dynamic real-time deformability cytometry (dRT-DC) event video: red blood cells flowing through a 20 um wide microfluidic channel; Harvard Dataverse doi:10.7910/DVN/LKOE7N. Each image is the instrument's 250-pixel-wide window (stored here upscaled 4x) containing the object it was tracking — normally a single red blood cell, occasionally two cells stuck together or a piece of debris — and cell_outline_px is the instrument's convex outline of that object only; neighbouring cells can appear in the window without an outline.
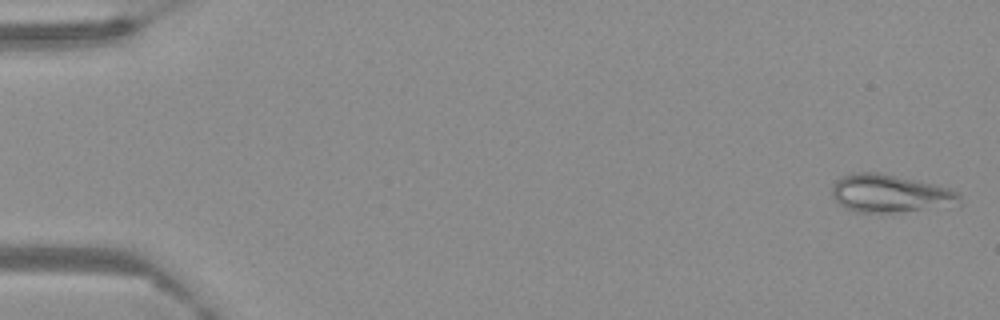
{"species": "Egyptian fruit bat (a non-hibernating species)", "species_latin": "Rousettus aegyptiacus", "temperature_condition": "warm", "stored_images_in_passage": 63, "camera_frame_rate_fps": 3000, "um_per_image_px": 0.085, "frame": {"image": 1, "passage_image": 2, "time_ms": 0.333, "image_size_px": [1000, 320], "cell_outline_px": [[960, 204], [888, 212], [856, 212], [840, 204], [832, 196], [832, 184], [840, 176], [852, 172], [876, 172], [916, 180], [948, 188], [956, 192], [960, 196]], "centroid_in_image_um": [75.57, 16.42], "position_along_channel_um": 9.4, "area_um2": 27.51}}
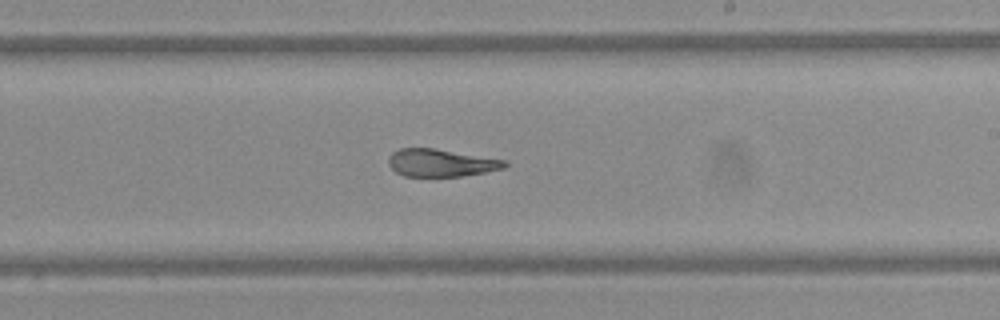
{"frame": {"image": 2, "passage_image": 38, "time_ms": 12.333, "image_size_px": [1000, 320], "cell_outline_px": [[508, 164], [504, 168], [484, 172], [460, 176], [404, 176], [396, 172], [388, 164], [388, 156], [392, 152], [400, 148], [436, 148], [504, 160]], "centroid_in_image_um": [37.43, 13.83], "position_along_channel_um": 251.6, "area_um2": 18.55}}
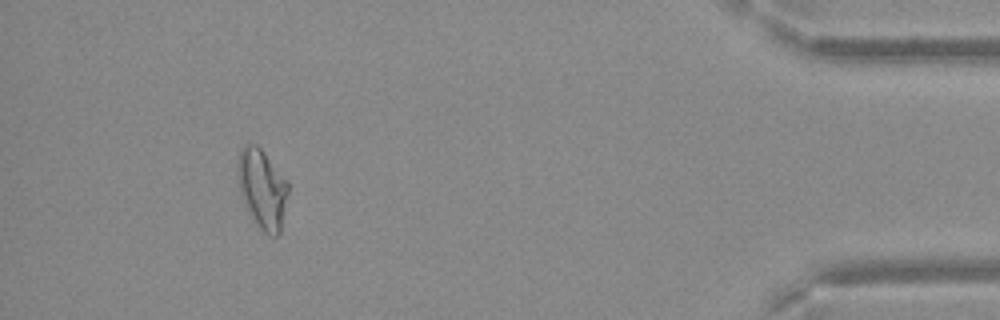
{"frame": {"image": 3, "passage_image": 58, "time_ms": 19.0, "image_size_px": [1000, 320], "cell_outline_px": [[288, 192], [280, 232], [276, 236], [268, 236], [256, 228], [240, 196], [236, 172], [236, 164], [240, 148], [248, 140], [256, 144], [260, 148], [288, 180]], "centroid_in_image_um": [22.24, 16.04], "position_along_channel_um": 413.0, "area_um2": 24.16}}